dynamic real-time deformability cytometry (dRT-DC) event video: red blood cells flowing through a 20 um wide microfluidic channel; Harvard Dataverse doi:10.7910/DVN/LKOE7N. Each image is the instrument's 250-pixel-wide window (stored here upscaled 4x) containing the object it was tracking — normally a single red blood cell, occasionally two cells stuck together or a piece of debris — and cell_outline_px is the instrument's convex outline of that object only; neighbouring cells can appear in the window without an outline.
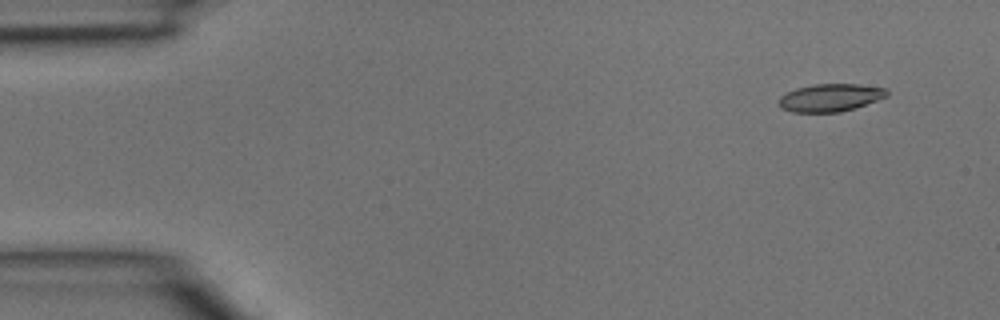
{"species": "common noctule bat (a hibernating species)", "species_latin": "Nyctalus noctula", "temperature_condition": "room temperature", "stored_images_in_passage": 4, "camera_frame_rate_fps": 3000, "um_per_image_px": 0.085, "animal": {"sex": "male", "body_mass_g": 15.6}, "frame": {"image": 1, "passage_image": 1, "time_ms": 0.0, "image_size_px": [1000, 320], "cell_outline_px": [[888, 96], [856, 108], [840, 112], [792, 112], [780, 108], [780, 96], [796, 88], [816, 84], [856, 84], [888, 88]], "centroid_in_image_um": [70.61, 8.3], "position_along_channel_um": 14.4, "area_um2": 17.46}}
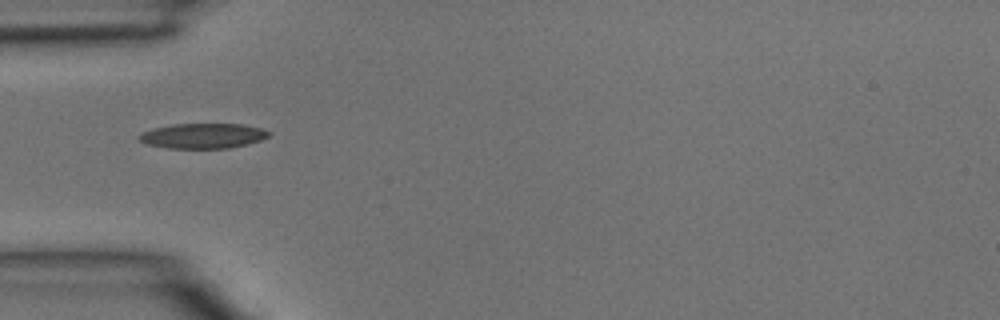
{"frame": {"image": 2, "passage_image": 3, "time_ms": 0.667, "image_size_px": [1000, 320], "cell_outline_px": [[272, 132], [268, 136], [260, 140], [248, 144], [228, 148], [168, 148], [148, 144], [140, 140], [136, 136], [152, 128], [172, 124], [244, 124], [260, 128]], "centroid_in_image_um": [17.26, 11.54], "position_along_channel_um": 67.7, "area_um2": 18.9}}